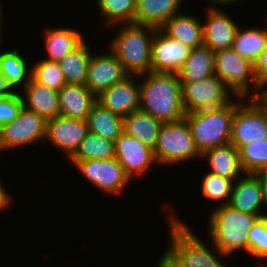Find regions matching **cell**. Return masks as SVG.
<instances>
[{
  "instance_id": "cell-1",
  "label": "cell",
  "mask_w": 267,
  "mask_h": 267,
  "mask_svg": "<svg viewBox=\"0 0 267 267\" xmlns=\"http://www.w3.org/2000/svg\"><path fill=\"white\" fill-rule=\"evenodd\" d=\"M162 209L167 212L164 216H167L165 221L170 234L169 246L160 259L167 267H234L226 263L229 261L226 254L219 251L210 240L209 243L204 240L200 233L193 231L169 204Z\"/></svg>"
},
{
  "instance_id": "cell-2",
  "label": "cell",
  "mask_w": 267,
  "mask_h": 267,
  "mask_svg": "<svg viewBox=\"0 0 267 267\" xmlns=\"http://www.w3.org/2000/svg\"><path fill=\"white\" fill-rule=\"evenodd\" d=\"M140 110L162 123L184 119L182 87L178 74L147 72L139 76Z\"/></svg>"
},
{
  "instance_id": "cell-3",
  "label": "cell",
  "mask_w": 267,
  "mask_h": 267,
  "mask_svg": "<svg viewBox=\"0 0 267 267\" xmlns=\"http://www.w3.org/2000/svg\"><path fill=\"white\" fill-rule=\"evenodd\" d=\"M214 207L206 224L210 242L229 258L242 252L247 255L248 233L259 216L243 213L228 204Z\"/></svg>"
},
{
  "instance_id": "cell-4",
  "label": "cell",
  "mask_w": 267,
  "mask_h": 267,
  "mask_svg": "<svg viewBox=\"0 0 267 267\" xmlns=\"http://www.w3.org/2000/svg\"><path fill=\"white\" fill-rule=\"evenodd\" d=\"M117 32L106 46L122 63L128 75L140 76L151 71V44L157 28L135 23L117 24L106 28Z\"/></svg>"
},
{
  "instance_id": "cell-5",
  "label": "cell",
  "mask_w": 267,
  "mask_h": 267,
  "mask_svg": "<svg viewBox=\"0 0 267 267\" xmlns=\"http://www.w3.org/2000/svg\"><path fill=\"white\" fill-rule=\"evenodd\" d=\"M235 109L236 98L223 107L186 113L184 119L190 127L194 143L200 154L230 143Z\"/></svg>"
},
{
  "instance_id": "cell-6",
  "label": "cell",
  "mask_w": 267,
  "mask_h": 267,
  "mask_svg": "<svg viewBox=\"0 0 267 267\" xmlns=\"http://www.w3.org/2000/svg\"><path fill=\"white\" fill-rule=\"evenodd\" d=\"M153 152L158 165L163 167L183 165L195 159L201 161V154L185 119L162 123Z\"/></svg>"
},
{
  "instance_id": "cell-7",
  "label": "cell",
  "mask_w": 267,
  "mask_h": 267,
  "mask_svg": "<svg viewBox=\"0 0 267 267\" xmlns=\"http://www.w3.org/2000/svg\"><path fill=\"white\" fill-rule=\"evenodd\" d=\"M215 75L235 94L243 98H255L262 92L254 74V63L240 56L233 48L219 50L214 56Z\"/></svg>"
},
{
  "instance_id": "cell-8",
  "label": "cell",
  "mask_w": 267,
  "mask_h": 267,
  "mask_svg": "<svg viewBox=\"0 0 267 267\" xmlns=\"http://www.w3.org/2000/svg\"><path fill=\"white\" fill-rule=\"evenodd\" d=\"M267 138V112L256 98L236 97L230 143L238 150Z\"/></svg>"
},
{
  "instance_id": "cell-9",
  "label": "cell",
  "mask_w": 267,
  "mask_h": 267,
  "mask_svg": "<svg viewBox=\"0 0 267 267\" xmlns=\"http://www.w3.org/2000/svg\"><path fill=\"white\" fill-rule=\"evenodd\" d=\"M181 87L186 113L223 107L237 97L216 75L193 82H181Z\"/></svg>"
},
{
  "instance_id": "cell-10",
  "label": "cell",
  "mask_w": 267,
  "mask_h": 267,
  "mask_svg": "<svg viewBox=\"0 0 267 267\" xmlns=\"http://www.w3.org/2000/svg\"><path fill=\"white\" fill-rule=\"evenodd\" d=\"M46 127L44 117L23 107L14 121L0 127V152L31 148L39 142L44 145Z\"/></svg>"
},
{
  "instance_id": "cell-11",
  "label": "cell",
  "mask_w": 267,
  "mask_h": 267,
  "mask_svg": "<svg viewBox=\"0 0 267 267\" xmlns=\"http://www.w3.org/2000/svg\"><path fill=\"white\" fill-rule=\"evenodd\" d=\"M68 162L76 167L75 170L77 169L87 182L108 196L122 195L132 182L115 156L109 159Z\"/></svg>"
},
{
  "instance_id": "cell-12",
  "label": "cell",
  "mask_w": 267,
  "mask_h": 267,
  "mask_svg": "<svg viewBox=\"0 0 267 267\" xmlns=\"http://www.w3.org/2000/svg\"><path fill=\"white\" fill-rule=\"evenodd\" d=\"M114 149L115 157L131 180L151 172L154 165L159 166L153 148L124 132L114 141Z\"/></svg>"
},
{
  "instance_id": "cell-13",
  "label": "cell",
  "mask_w": 267,
  "mask_h": 267,
  "mask_svg": "<svg viewBox=\"0 0 267 267\" xmlns=\"http://www.w3.org/2000/svg\"><path fill=\"white\" fill-rule=\"evenodd\" d=\"M88 133L86 120L57 116L47 120L44 143L51 144L61 155H65V160H69Z\"/></svg>"
},
{
  "instance_id": "cell-14",
  "label": "cell",
  "mask_w": 267,
  "mask_h": 267,
  "mask_svg": "<svg viewBox=\"0 0 267 267\" xmlns=\"http://www.w3.org/2000/svg\"><path fill=\"white\" fill-rule=\"evenodd\" d=\"M190 47L156 29L151 44V71L178 73L190 55Z\"/></svg>"
},
{
  "instance_id": "cell-15",
  "label": "cell",
  "mask_w": 267,
  "mask_h": 267,
  "mask_svg": "<svg viewBox=\"0 0 267 267\" xmlns=\"http://www.w3.org/2000/svg\"><path fill=\"white\" fill-rule=\"evenodd\" d=\"M94 51L88 64L85 86L97 96L103 90L123 80L128 74L108 47L104 50L105 52L96 53L97 50Z\"/></svg>"
},
{
  "instance_id": "cell-16",
  "label": "cell",
  "mask_w": 267,
  "mask_h": 267,
  "mask_svg": "<svg viewBox=\"0 0 267 267\" xmlns=\"http://www.w3.org/2000/svg\"><path fill=\"white\" fill-rule=\"evenodd\" d=\"M202 19L203 45L213 52L233 47L235 34L240 26L225 9H206Z\"/></svg>"
},
{
  "instance_id": "cell-17",
  "label": "cell",
  "mask_w": 267,
  "mask_h": 267,
  "mask_svg": "<svg viewBox=\"0 0 267 267\" xmlns=\"http://www.w3.org/2000/svg\"><path fill=\"white\" fill-rule=\"evenodd\" d=\"M138 81V82H137ZM97 102L121 117L140 109L139 76L128 75L97 95Z\"/></svg>"
},
{
  "instance_id": "cell-18",
  "label": "cell",
  "mask_w": 267,
  "mask_h": 267,
  "mask_svg": "<svg viewBox=\"0 0 267 267\" xmlns=\"http://www.w3.org/2000/svg\"><path fill=\"white\" fill-rule=\"evenodd\" d=\"M42 30L43 44L46 52L45 57H41L48 61L58 62L64 56L68 55L79 47L85 40L81 30L69 26H54L45 27Z\"/></svg>"
},
{
  "instance_id": "cell-19",
  "label": "cell",
  "mask_w": 267,
  "mask_h": 267,
  "mask_svg": "<svg viewBox=\"0 0 267 267\" xmlns=\"http://www.w3.org/2000/svg\"><path fill=\"white\" fill-rule=\"evenodd\" d=\"M21 90L18 93L27 110L37 113L46 120L60 116L58 91L35 82L32 78Z\"/></svg>"
},
{
  "instance_id": "cell-20",
  "label": "cell",
  "mask_w": 267,
  "mask_h": 267,
  "mask_svg": "<svg viewBox=\"0 0 267 267\" xmlns=\"http://www.w3.org/2000/svg\"><path fill=\"white\" fill-rule=\"evenodd\" d=\"M228 205L243 213L264 216L261 187L254 174L244 173L234 182Z\"/></svg>"
},
{
  "instance_id": "cell-21",
  "label": "cell",
  "mask_w": 267,
  "mask_h": 267,
  "mask_svg": "<svg viewBox=\"0 0 267 267\" xmlns=\"http://www.w3.org/2000/svg\"><path fill=\"white\" fill-rule=\"evenodd\" d=\"M60 116L86 120L97 96L85 85L65 84L59 91Z\"/></svg>"
},
{
  "instance_id": "cell-22",
  "label": "cell",
  "mask_w": 267,
  "mask_h": 267,
  "mask_svg": "<svg viewBox=\"0 0 267 267\" xmlns=\"http://www.w3.org/2000/svg\"><path fill=\"white\" fill-rule=\"evenodd\" d=\"M188 11L173 15L160 29L169 37L194 48L203 45L202 20Z\"/></svg>"
},
{
  "instance_id": "cell-23",
  "label": "cell",
  "mask_w": 267,
  "mask_h": 267,
  "mask_svg": "<svg viewBox=\"0 0 267 267\" xmlns=\"http://www.w3.org/2000/svg\"><path fill=\"white\" fill-rule=\"evenodd\" d=\"M202 160L207 163L208 172L233 180L240 178L244 172L239 161V150L231 143L214 147L201 154Z\"/></svg>"
},
{
  "instance_id": "cell-24",
  "label": "cell",
  "mask_w": 267,
  "mask_h": 267,
  "mask_svg": "<svg viewBox=\"0 0 267 267\" xmlns=\"http://www.w3.org/2000/svg\"><path fill=\"white\" fill-rule=\"evenodd\" d=\"M183 4L184 0H136L135 24L159 29L173 15L181 13Z\"/></svg>"
},
{
  "instance_id": "cell-25",
  "label": "cell",
  "mask_w": 267,
  "mask_h": 267,
  "mask_svg": "<svg viewBox=\"0 0 267 267\" xmlns=\"http://www.w3.org/2000/svg\"><path fill=\"white\" fill-rule=\"evenodd\" d=\"M0 44V72L12 88L19 92L31 79L32 65L18 48L5 50Z\"/></svg>"
},
{
  "instance_id": "cell-26",
  "label": "cell",
  "mask_w": 267,
  "mask_h": 267,
  "mask_svg": "<svg viewBox=\"0 0 267 267\" xmlns=\"http://www.w3.org/2000/svg\"><path fill=\"white\" fill-rule=\"evenodd\" d=\"M214 56L205 45L191 49L190 55L177 73L180 82H193L215 75Z\"/></svg>"
},
{
  "instance_id": "cell-27",
  "label": "cell",
  "mask_w": 267,
  "mask_h": 267,
  "mask_svg": "<svg viewBox=\"0 0 267 267\" xmlns=\"http://www.w3.org/2000/svg\"><path fill=\"white\" fill-rule=\"evenodd\" d=\"M265 19L267 16L265 15ZM267 20L265 21V23ZM266 25V26H265ZM265 26V27H264ZM259 27L250 25L244 29L238 27L233 43V49L243 58L255 63L267 44V24Z\"/></svg>"
},
{
  "instance_id": "cell-28",
  "label": "cell",
  "mask_w": 267,
  "mask_h": 267,
  "mask_svg": "<svg viewBox=\"0 0 267 267\" xmlns=\"http://www.w3.org/2000/svg\"><path fill=\"white\" fill-rule=\"evenodd\" d=\"M162 122L149 113L137 110L123 117V132L154 148Z\"/></svg>"
},
{
  "instance_id": "cell-29",
  "label": "cell",
  "mask_w": 267,
  "mask_h": 267,
  "mask_svg": "<svg viewBox=\"0 0 267 267\" xmlns=\"http://www.w3.org/2000/svg\"><path fill=\"white\" fill-rule=\"evenodd\" d=\"M87 42L86 39L74 51L58 61L67 84H86L88 64L94 53L91 44Z\"/></svg>"
},
{
  "instance_id": "cell-30",
  "label": "cell",
  "mask_w": 267,
  "mask_h": 267,
  "mask_svg": "<svg viewBox=\"0 0 267 267\" xmlns=\"http://www.w3.org/2000/svg\"><path fill=\"white\" fill-rule=\"evenodd\" d=\"M89 132L115 141L123 132V117L96 102L86 119Z\"/></svg>"
},
{
  "instance_id": "cell-31",
  "label": "cell",
  "mask_w": 267,
  "mask_h": 267,
  "mask_svg": "<svg viewBox=\"0 0 267 267\" xmlns=\"http://www.w3.org/2000/svg\"><path fill=\"white\" fill-rule=\"evenodd\" d=\"M98 14L106 28L117 25L135 23L136 0H96Z\"/></svg>"
},
{
  "instance_id": "cell-32",
  "label": "cell",
  "mask_w": 267,
  "mask_h": 267,
  "mask_svg": "<svg viewBox=\"0 0 267 267\" xmlns=\"http://www.w3.org/2000/svg\"><path fill=\"white\" fill-rule=\"evenodd\" d=\"M115 156L114 141L89 132L70 161L109 159Z\"/></svg>"
},
{
  "instance_id": "cell-33",
  "label": "cell",
  "mask_w": 267,
  "mask_h": 267,
  "mask_svg": "<svg viewBox=\"0 0 267 267\" xmlns=\"http://www.w3.org/2000/svg\"><path fill=\"white\" fill-rule=\"evenodd\" d=\"M201 197L216 206L229 204L234 181L206 171L200 182Z\"/></svg>"
},
{
  "instance_id": "cell-34",
  "label": "cell",
  "mask_w": 267,
  "mask_h": 267,
  "mask_svg": "<svg viewBox=\"0 0 267 267\" xmlns=\"http://www.w3.org/2000/svg\"><path fill=\"white\" fill-rule=\"evenodd\" d=\"M239 161L244 173L267 170V138L242 146L239 149Z\"/></svg>"
},
{
  "instance_id": "cell-35",
  "label": "cell",
  "mask_w": 267,
  "mask_h": 267,
  "mask_svg": "<svg viewBox=\"0 0 267 267\" xmlns=\"http://www.w3.org/2000/svg\"><path fill=\"white\" fill-rule=\"evenodd\" d=\"M38 60V61H37ZM32 65L31 78L40 84L51 89L59 91L66 83L64 74L55 61H48L43 58H37Z\"/></svg>"
},
{
  "instance_id": "cell-36",
  "label": "cell",
  "mask_w": 267,
  "mask_h": 267,
  "mask_svg": "<svg viewBox=\"0 0 267 267\" xmlns=\"http://www.w3.org/2000/svg\"><path fill=\"white\" fill-rule=\"evenodd\" d=\"M248 257L262 265L267 261V216L259 217L248 233Z\"/></svg>"
},
{
  "instance_id": "cell-37",
  "label": "cell",
  "mask_w": 267,
  "mask_h": 267,
  "mask_svg": "<svg viewBox=\"0 0 267 267\" xmlns=\"http://www.w3.org/2000/svg\"><path fill=\"white\" fill-rule=\"evenodd\" d=\"M23 107V101L18 92L11 96L0 97V127L14 121Z\"/></svg>"
},
{
  "instance_id": "cell-38",
  "label": "cell",
  "mask_w": 267,
  "mask_h": 267,
  "mask_svg": "<svg viewBox=\"0 0 267 267\" xmlns=\"http://www.w3.org/2000/svg\"><path fill=\"white\" fill-rule=\"evenodd\" d=\"M254 74L258 89L262 92L267 87V44L254 63Z\"/></svg>"
},
{
  "instance_id": "cell-39",
  "label": "cell",
  "mask_w": 267,
  "mask_h": 267,
  "mask_svg": "<svg viewBox=\"0 0 267 267\" xmlns=\"http://www.w3.org/2000/svg\"><path fill=\"white\" fill-rule=\"evenodd\" d=\"M258 178L262 193L263 215L267 216V170L254 173ZM265 211V212H264Z\"/></svg>"
},
{
  "instance_id": "cell-40",
  "label": "cell",
  "mask_w": 267,
  "mask_h": 267,
  "mask_svg": "<svg viewBox=\"0 0 267 267\" xmlns=\"http://www.w3.org/2000/svg\"><path fill=\"white\" fill-rule=\"evenodd\" d=\"M7 190L8 189L4 187L3 182L0 181V213L7 211L10 207L13 206L12 203L14 202V199L11 197L12 195Z\"/></svg>"
},
{
  "instance_id": "cell-41",
  "label": "cell",
  "mask_w": 267,
  "mask_h": 267,
  "mask_svg": "<svg viewBox=\"0 0 267 267\" xmlns=\"http://www.w3.org/2000/svg\"><path fill=\"white\" fill-rule=\"evenodd\" d=\"M205 2L207 3H209L207 6L208 7H206V9L208 8V9H224L223 8V6L224 7H232V5H238L239 3H241L242 2V0H205ZM239 2V3H238ZM217 5H219V6H217ZM215 6V7H214ZM222 7V8H221Z\"/></svg>"
},
{
  "instance_id": "cell-42",
  "label": "cell",
  "mask_w": 267,
  "mask_h": 267,
  "mask_svg": "<svg viewBox=\"0 0 267 267\" xmlns=\"http://www.w3.org/2000/svg\"><path fill=\"white\" fill-rule=\"evenodd\" d=\"M15 93L16 91L12 88V86L0 72V97L11 96Z\"/></svg>"
},
{
  "instance_id": "cell-43",
  "label": "cell",
  "mask_w": 267,
  "mask_h": 267,
  "mask_svg": "<svg viewBox=\"0 0 267 267\" xmlns=\"http://www.w3.org/2000/svg\"><path fill=\"white\" fill-rule=\"evenodd\" d=\"M3 1H0V44L3 45L4 43V33L2 32V30L4 31V29L2 28L3 24L2 22L5 21V19L3 18L4 17V8H3V4H2Z\"/></svg>"
},
{
  "instance_id": "cell-44",
  "label": "cell",
  "mask_w": 267,
  "mask_h": 267,
  "mask_svg": "<svg viewBox=\"0 0 267 267\" xmlns=\"http://www.w3.org/2000/svg\"><path fill=\"white\" fill-rule=\"evenodd\" d=\"M260 103H267V87L262 91L260 95L255 97Z\"/></svg>"
},
{
  "instance_id": "cell-45",
  "label": "cell",
  "mask_w": 267,
  "mask_h": 267,
  "mask_svg": "<svg viewBox=\"0 0 267 267\" xmlns=\"http://www.w3.org/2000/svg\"><path fill=\"white\" fill-rule=\"evenodd\" d=\"M157 265H156V267H167L163 262H162V260L159 258V260L157 261V263H156Z\"/></svg>"
},
{
  "instance_id": "cell-46",
  "label": "cell",
  "mask_w": 267,
  "mask_h": 267,
  "mask_svg": "<svg viewBox=\"0 0 267 267\" xmlns=\"http://www.w3.org/2000/svg\"><path fill=\"white\" fill-rule=\"evenodd\" d=\"M261 105L264 107V109H265L266 112H267V103H261Z\"/></svg>"
},
{
  "instance_id": "cell-47",
  "label": "cell",
  "mask_w": 267,
  "mask_h": 267,
  "mask_svg": "<svg viewBox=\"0 0 267 267\" xmlns=\"http://www.w3.org/2000/svg\"><path fill=\"white\" fill-rule=\"evenodd\" d=\"M258 267H267V261H266V262H264V263H262V265H261V266H259V265H258Z\"/></svg>"
}]
</instances>
